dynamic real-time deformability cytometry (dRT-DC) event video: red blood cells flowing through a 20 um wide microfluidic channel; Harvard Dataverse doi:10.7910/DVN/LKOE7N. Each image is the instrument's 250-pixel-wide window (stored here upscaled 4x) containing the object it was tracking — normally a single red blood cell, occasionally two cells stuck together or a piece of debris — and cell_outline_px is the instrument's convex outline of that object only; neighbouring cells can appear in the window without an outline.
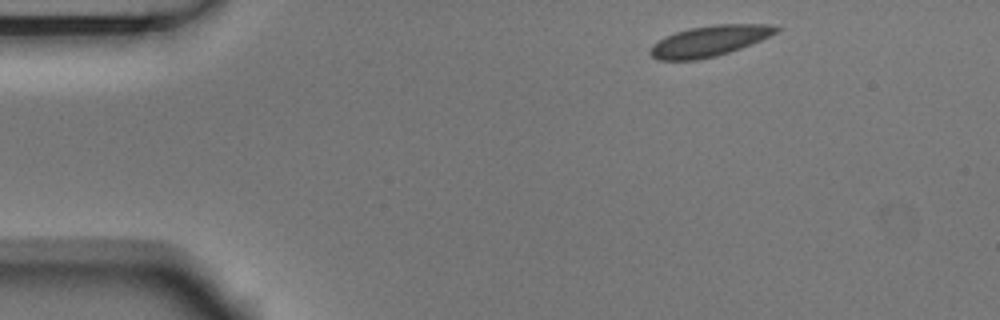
{"species": "Egyptian fruit bat (a non-hibernating species)", "species_latin": "Rousettus aegyptiacus", "temperature_condition": "room temperature", "stored_images_in_passage": 4, "camera_frame_rate_fps": 3000, "um_per_image_px": 0.085, "animal": {"sex": "male"}, "frame": {"image": 1, "passage_image": 1, "time_ms": 0.0, "image_size_px": [1000, 320], "cell_outline_px": [[780, 28], [776, 32], [760, 40], [740, 48], [716, 56], [696, 60], [656, 60], [648, 52], [652, 44], [664, 36], [688, 28], [716, 24], [768, 24]], "centroid_in_image_um": [60.22, 3.48], "position_along_channel_um": 24.8, "area_um2": 22.43}}
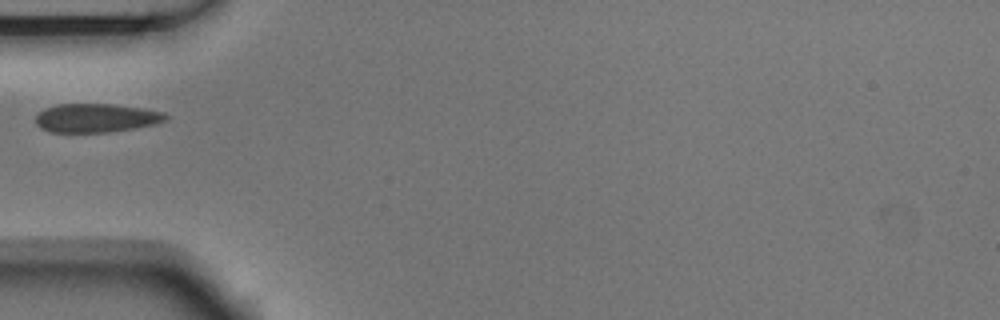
{"frame": {"image": 2, "passage_image": 4, "time_ms": 1.0, "image_size_px": [1000, 320], "cell_outline_px": [[168, 120], [156, 124], [136, 128], [108, 132], [52, 132], [40, 128], [36, 124], [36, 116], [44, 108], [56, 104], [112, 104], [144, 108], [164, 112], [168, 116]], "centroid_in_image_um": [8.2, 10.02], "position_along_channel_um": 76.8, "area_um2": 21.96}}